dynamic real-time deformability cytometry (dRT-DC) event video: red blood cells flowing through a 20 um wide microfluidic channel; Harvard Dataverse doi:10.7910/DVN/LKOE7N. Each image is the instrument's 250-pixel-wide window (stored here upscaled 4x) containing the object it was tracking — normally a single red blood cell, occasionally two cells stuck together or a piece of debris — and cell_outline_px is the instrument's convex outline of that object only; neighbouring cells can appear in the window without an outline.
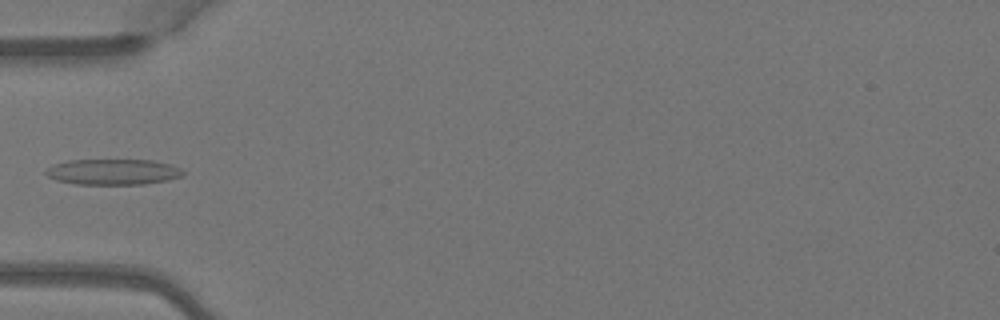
{"species": "Egyptian fruit bat (a non-hibernating species)", "species_latin": "Rousettus aegyptiacus", "temperature_condition": "warm", "stored_images_in_passage": 4, "camera_frame_rate_fps": 3000, "um_per_image_px": 0.085, "animal": {"sex": "female"}, "frame": {"image": 1, "passage_image": 4, "time_ms": 1.0, "image_size_px": [1000, 320], "cell_outline_px": [[184, 176], [168, 180], [144, 184], [76, 184], [56, 180], [48, 176], [44, 172], [52, 164], [68, 160], [152, 160], [168, 164], [180, 168], [184, 172]], "centroid_in_image_um": [9.6, 14.61], "position_along_channel_um": 75.4, "area_um2": 20.58}}